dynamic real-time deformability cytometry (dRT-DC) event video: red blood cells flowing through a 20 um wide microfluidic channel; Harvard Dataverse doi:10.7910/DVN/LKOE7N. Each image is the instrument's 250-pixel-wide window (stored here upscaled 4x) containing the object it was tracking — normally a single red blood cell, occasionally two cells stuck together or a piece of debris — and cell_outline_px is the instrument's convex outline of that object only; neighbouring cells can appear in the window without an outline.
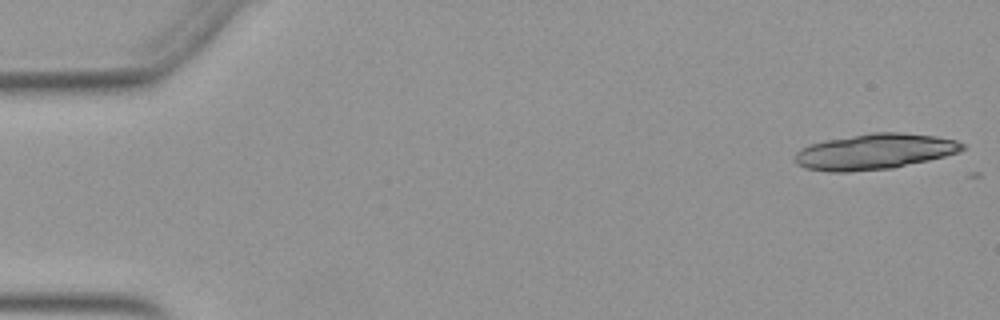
{"species": "Egyptian fruit bat (a non-hibernating species)", "species_latin": "Rousettus aegyptiacus", "temperature_condition": "warm", "stored_images_in_passage": 4, "camera_frame_rate_fps": 3000, "um_per_image_px": 0.085, "animal": {"sex": "female"}, "frame": {"image": 1, "passage_image": 1, "time_ms": 0.0, "image_size_px": [1000, 320], "cell_outline_px": [[964, 148], [960, 152], [928, 160], [892, 168], [848, 172], [828, 172], [804, 168], [796, 164], [796, 152], [800, 148], [824, 140], [872, 132], [900, 132], [936, 136], [956, 140], [964, 144]], "centroid_in_image_um": [74.33, 12.88], "position_along_channel_um": 10.7, "area_um2": 34.85}}